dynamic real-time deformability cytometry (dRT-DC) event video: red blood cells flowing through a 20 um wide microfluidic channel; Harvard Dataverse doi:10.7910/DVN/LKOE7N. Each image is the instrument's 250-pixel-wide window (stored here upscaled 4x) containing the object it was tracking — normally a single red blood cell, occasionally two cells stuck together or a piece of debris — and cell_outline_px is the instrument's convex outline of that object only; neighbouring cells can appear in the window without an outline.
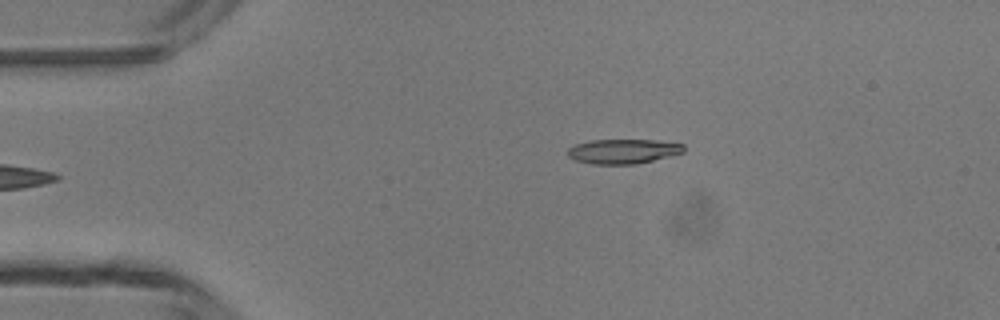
{"species": "common noctule bat (a hibernating species)", "species_latin": "Nyctalus noctula", "temperature_condition": "room temperature", "stored_images_in_passage": 4, "camera_frame_rate_fps": 3000, "um_per_image_px": 0.085, "animal": {"sex": "male", "body_mass_g": 13.3}, "frame": {"image": 1, "passage_image": 4, "time_ms": 4.333, "image_size_px": [1000, 320], "cell_outline_px": [[684, 152], [636, 164], [592, 164], [576, 160], [568, 156], [568, 148], [576, 144], [592, 140], [652, 140], [684, 144]], "centroid_in_image_um": [52.95, 12.86], "position_along_channel_um": 32.1, "area_um2": 16.42}}